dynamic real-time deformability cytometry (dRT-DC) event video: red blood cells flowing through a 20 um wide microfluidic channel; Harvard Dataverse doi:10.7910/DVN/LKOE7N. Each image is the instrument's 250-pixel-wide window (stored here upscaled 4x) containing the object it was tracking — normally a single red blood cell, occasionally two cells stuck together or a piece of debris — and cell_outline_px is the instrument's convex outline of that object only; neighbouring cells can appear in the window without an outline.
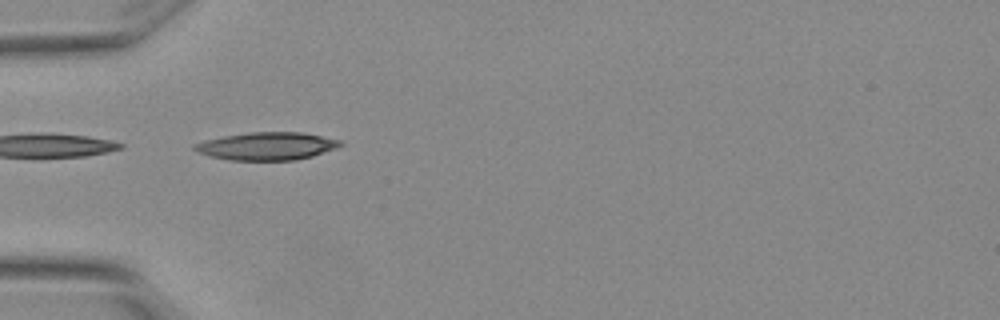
{"species": "Egyptian fruit bat (a non-hibernating species)", "species_latin": "Rousettus aegyptiacus", "temperature_condition": "warm", "stored_images_in_passage": 5, "camera_frame_rate_fps": 3000, "um_per_image_px": 0.085, "animal": {"sex": "female"}, "frame": {"image": 1, "passage_image": 1, "time_ms": 0.0, "image_size_px": [1000, 320], "cell_outline_px": [[344, 144], [336, 148], [312, 156], [296, 160], [228, 160], [208, 156], [192, 148], [192, 144], [204, 140], [224, 136], [248, 132], [300, 132], [340, 140]], "centroid_in_image_um": [22.65, 12.42], "position_along_channel_um": 62.4, "area_um2": 23.58}}
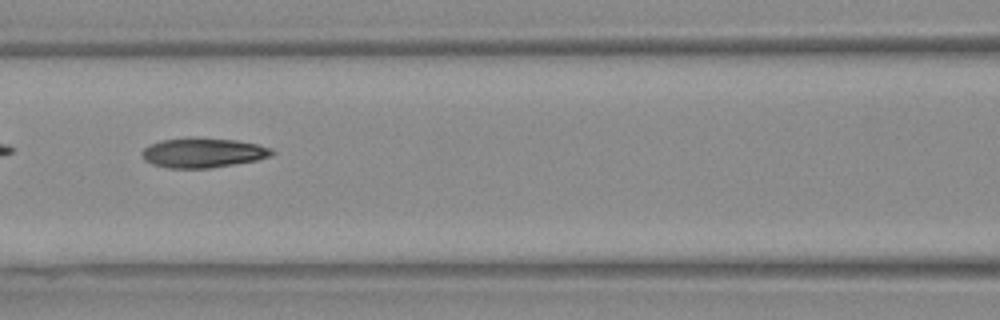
{"frame": {"image": 2, "passage_image": 3, "time_ms": 0.667, "image_size_px": [1000, 320], "cell_outline_px": [[276, 152], [272, 156], [256, 160], [208, 168], [168, 168], [152, 164], [144, 160], [140, 152], [144, 148], [160, 140], [188, 136], [196, 136], [236, 140], [260, 144], [272, 148]], "centroid_in_image_um": [17.26, 12.95], "position_along_channel_um": 149.3, "area_um2": 22.95}}
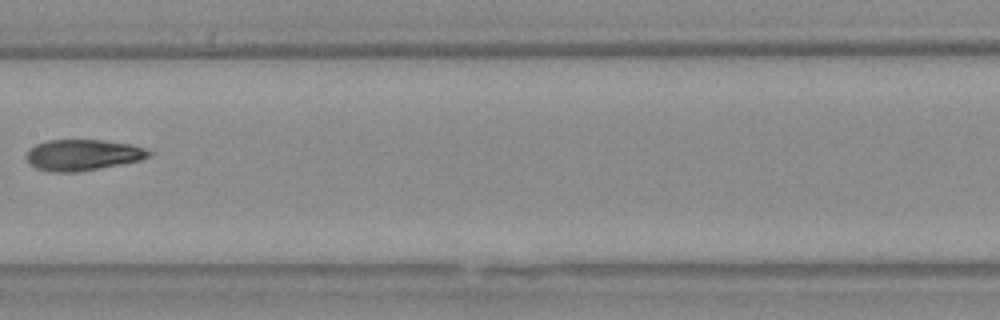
{"frame": {"image": 3, "passage_image": 4, "time_ms": 1.0, "image_size_px": [1000, 320], "cell_outline_px": [[152, 156], [140, 160], [120, 164], [76, 172], [52, 172], [36, 168], [28, 164], [24, 156], [36, 144], [48, 140], [100, 140], [132, 144], [144, 148], [152, 152]], "centroid_in_image_um": [7.02, 13.17], "position_along_channel_um": 200.4, "area_um2": 22.14}}